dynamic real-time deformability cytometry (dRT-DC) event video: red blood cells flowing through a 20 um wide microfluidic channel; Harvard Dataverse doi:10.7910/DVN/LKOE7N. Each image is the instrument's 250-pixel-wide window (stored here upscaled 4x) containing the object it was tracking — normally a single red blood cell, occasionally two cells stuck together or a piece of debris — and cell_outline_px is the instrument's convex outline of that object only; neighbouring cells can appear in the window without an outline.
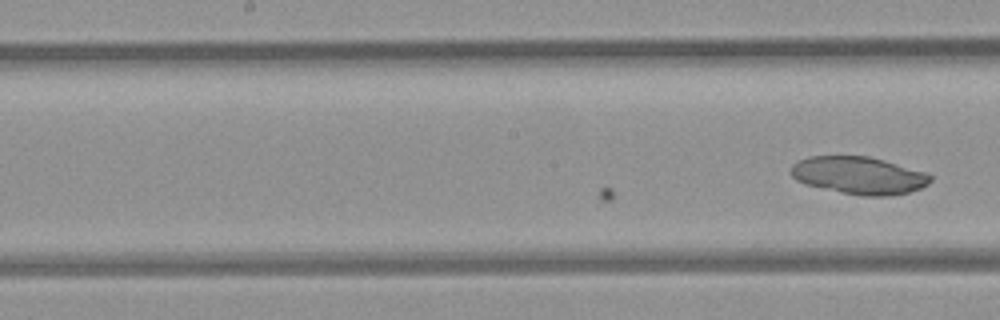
{"species": "common noctule bat (a hibernating species)", "species_latin": "Nyctalus noctula", "temperature_condition": "room temperature", "stored_images_in_passage": 26, "camera_frame_rate_fps": 3000, "um_per_image_px": 0.085, "animal": {"sex": "female", "body_mass_g": 21.9}, "frame": {"image": 1, "passage_image": 26, "time_ms": 8.333, "image_size_px": [1000, 320], "cell_outline_px": [[932, 180], [928, 184], [920, 188], [908, 192], [888, 196], [860, 196], [840, 192], [804, 184], [796, 180], [792, 176], [792, 164], [808, 156], [868, 156], [884, 160], [928, 172], [932, 176]], "centroid_in_image_um": [73.03, 14.91], "position_along_channel_um": 175.2, "area_um2": 30.58}}